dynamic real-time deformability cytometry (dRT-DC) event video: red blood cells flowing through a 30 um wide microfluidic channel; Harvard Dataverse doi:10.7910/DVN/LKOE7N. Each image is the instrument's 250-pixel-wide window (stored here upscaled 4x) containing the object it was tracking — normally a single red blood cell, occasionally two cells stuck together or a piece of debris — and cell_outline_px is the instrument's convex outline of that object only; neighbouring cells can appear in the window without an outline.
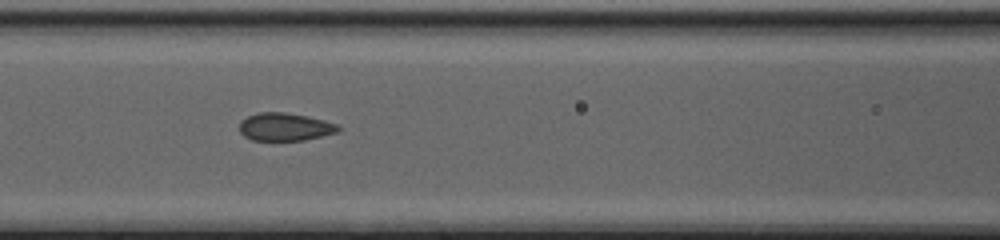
{"species": "common noctule bat (a hibernating species)", "species_latin": "Nyctalus noctula", "temperature_condition": "cold", "stored_images_in_passage": 28, "camera_frame_rate_fps": 3000, "um_per_image_px": 0.085, "animal": {"sex": "female", "body_mass_g": 20.0, "forearm_length_mm": 54.0}, "frame": {"image": 1, "passage_image": 7, "time_ms": 2.0, "image_size_px": [1000, 240], "cell_outline_px": [[340, 128], [336, 132], [304, 140], [252, 140], [244, 136], [240, 132], [240, 120], [248, 116], [260, 112], [284, 112], [308, 116], [324, 120], [336, 124]], "centroid_in_image_um": [24.18, 10.77], "position_along_channel_um": 142.4, "area_um2": 15.9}}
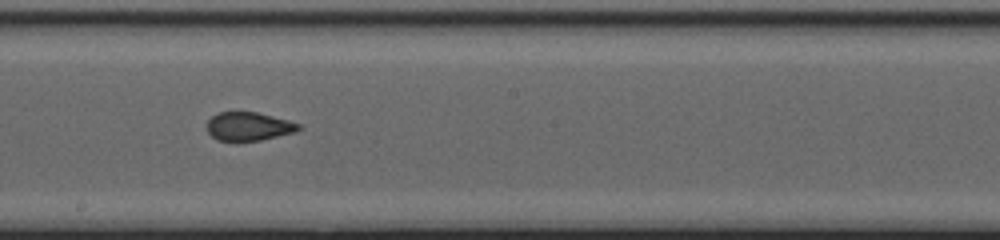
{"frame": {"image": 2, "passage_image": 13, "time_ms": 4.0, "image_size_px": [1000, 240], "cell_outline_px": [[300, 128], [296, 132], [260, 140], [216, 140], [204, 128], [208, 120], [216, 112], [256, 112], [288, 120], [300, 124]], "centroid_in_image_um": [21.09, 10.73], "position_along_channel_um": 227.1, "area_um2": 15.2}}
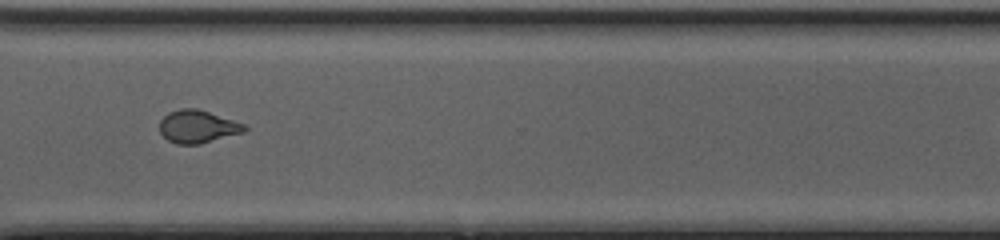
{"frame": {"image": 3, "passage_image": 22, "time_ms": 7.0, "image_size_px": [1000, 240], "cell_outline_px": [[248, 128], [244, 132], [200, 144], [176, 144], [168, 140], [160, 132], [160, 120], [168, 112], [180, 108], [196, 108], [244, 124]], "centroid_in_image_um": [16.77, 10.76], "position_along_channel_um": 353.8, "area_um2": 16.07}}